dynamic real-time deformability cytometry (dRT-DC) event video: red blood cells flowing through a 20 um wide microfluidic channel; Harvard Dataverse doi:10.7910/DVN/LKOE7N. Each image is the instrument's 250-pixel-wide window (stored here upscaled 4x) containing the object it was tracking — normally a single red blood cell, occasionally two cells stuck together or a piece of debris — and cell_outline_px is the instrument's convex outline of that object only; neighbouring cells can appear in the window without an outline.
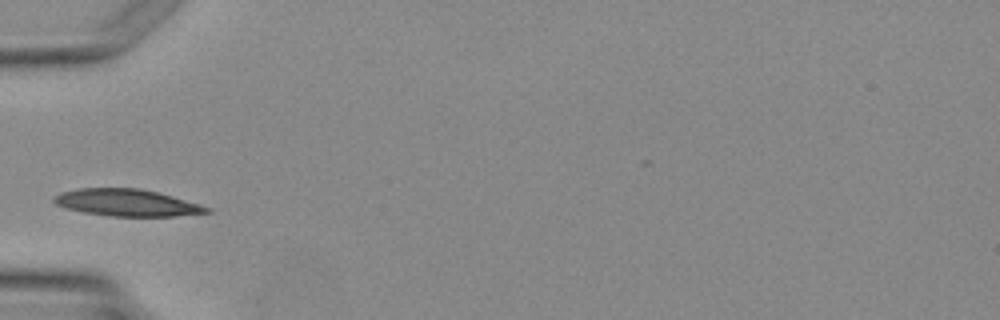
{"species": "Egyptian fruit bat (a non-hibernating species)", "species_latin": "Rousettus aegyptiacus", "temperature_condition": "warm", "stored_images_in_passage": 1, "camera_frame_rate_fps": 3000, "um_per_image_px": 0.085, "animal": {"sex": "female"}, "frame": {"image": 1, "passage_image": 1, "time_ms": 0.0, "image_size_px": [1000, 320], "cell_outline_px": [[212, 212], [176, 216], [108, 216], [84, 212], [64, 208], [56, 204], [52, 200], [52, 196], [60, 192], [80, 188], [140, 188], [172, 196], [200, 204], [212, 208]], "centroid_in_image_um": [10.76, 17.23], "position_along_channel_um": 74.2, "area_um2": 24.1}}